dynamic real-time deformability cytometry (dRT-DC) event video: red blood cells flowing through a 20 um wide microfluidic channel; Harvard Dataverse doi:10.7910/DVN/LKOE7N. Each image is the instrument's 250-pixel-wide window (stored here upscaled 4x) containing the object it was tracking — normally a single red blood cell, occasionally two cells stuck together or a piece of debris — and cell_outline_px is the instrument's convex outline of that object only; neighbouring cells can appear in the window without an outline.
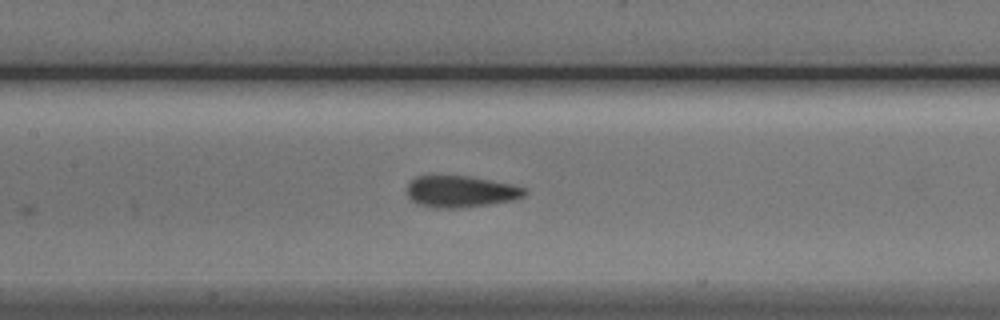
{"species": "Egyptian fruit bat (a non-hibernating species)", "species_latin": "Rousettus aegyptiacus", "temperature_condition": "cold", "stored_images_in_passage": 6, "camera_frame_rate_fps": 3000, "um_per_image_px": 0.085, "animal": {"sex": "male"}, "frame": {"image": 1, "passage_image": 6, "time_ms": 7.0, "image_size_px": [1000, 320], "cell_outline_px": [[528, 192], [524, 196], [512, 200], [488, 204], [460, 208], [436, 208], [416, 204], [408, 196], [408, 184], [416, 176], [468, 176], [512, 184], [528, 188]], "centroid_in_image_um": [39.18, 16.28], "position_along_channel_um": 168.2, "area_um2": 21.62}}